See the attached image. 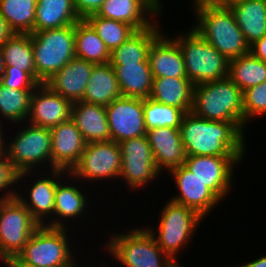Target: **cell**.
I'll return each mask as SVG.
<instances>
[{"instance_id": "obj_1", "label": "cell", "mask_w": 266, "mask_h": 267, "mask_svg": "<svg viewBox=\"0 0 266 267\" xmlns=\"http://www.w3.org/2000/svg\"><path fill=\"white\" fill-rule=\"evenodd\" d=\"M244 127L237 122H222L186 113L180 124V135L187 156H237L245 152Z\"/></svg>"}, {"instance_id": "obj_2", "label": "cell", "mask_w": 266, "mask_h": 267, "mask_svg": "<svg viewBox=\"0 0 266 267\" xmlns=\"http://www.w3.org/2000/svg\"><path fill=\"white\" fill-rule=\"evenodd\" d=\"M243 91L226 78L194 85L191 112L197 117L244 126Z\"/></svg>"}, {"instance_id": "obj_3", "label": "cell", "mask_w": 266, "mask_h": 267, "mask_svg": "<svg viewBox=\"0 0 266 267\" xmlns=\"http://www.w3.org/2000/svg\"><path fill=\"white\" fill-rule=\"evenodd\" d=\"M67 230L59 219L39 226L24 248L7 265L9 267L58 266L73 260ZM72 256V257H71Z\"/></svg>"}, {"instance_id": "obj_4", "label": "cell", "mask_w": 266, "mask_h": 267, "mask_svg": "<svg viewBox=\"0 0 266 267\" xmlns=\"http://www.w3.org/2000/svg\"><path fill=\"white\" fill-rule=\"evenodd\" d=\"M195 11L199 21L193 29L228 61L249 53V44L228 6H204Z\"/></svg>"}, {"instance_id": "obj_5", "label": "cell", "mask_w": 266, "mask_h": 267, "mask_svg": "<svg viewBox=\"0 0 266 267\" xmlns=\"http://www.w3.org/2000/svg\"><path fill=\"white\" fill-rule=\"evenodd\" d=\"M36 82L46 83L75 55V24L31 33Z\"/></svg>"}, {"instance_id": "obj_6", "label": "cell", "mask_w": 266, "mask_h": 267, "mask_svg": "<svg viewBox=\"0 0 266 267\" xmlns=\"http://www.w3.org/2000/svg\"><path fill=\"white\" fill-rule=\"evenodd\" d=\"M183 35L174 40L183 53L187 78L194 85L228 76L229 61L219 51L193 28Z\"/></svg>"}, {"instance_id": "obj_7", "label": "cell", "mask_w": 266, "mask_h": 267, "mask_svg": "<svg viewBox=\"0 0 266 267\" xmlns=\"http://www.w3.org/2000/svg\"><path fill=\"white\" fill-rule=\"evenodd\" d=\"M14 191L0 197V259L8 265L40 226Z\"/></svg>"}, {"instance_id": "obj_8", "label": "cell", "mask_w": 266, "mask_h": 267, "mask_svg": "<svg viewBox=\"0 0 266 267\" xmlns=\"http://www.w3.org/2000/svg\"><path fill=\"white\" fill-rule=\"evenodd\" d=\"M111 237L106 247L126 267H174L177 263L159 248L147 228Z\"/></svg>"}, {"instance_id": "obj_9", "label": "cell", "mask_w": 266, "mask_h": 267, "mask_svg": "<svg viewBox=\"0 0 266 267\" xmlns=\"http://www.w3.org/2000/svg\"><path fill=\"white\" fill-rule=\"evenodd\" d=\"M202 218L193 209L169 201L163 208L159 219L158 236L154 234V229H147L153 234L159 248L176 262L175 255L182 246L189 243L190 237Z\"/></svg>"}, {"instance_id": "obj_10", "label": "cell", "mask_w": 266, "mask_h": 267, "mask_svg": "<svg viewBox=\"0 0 266 267\" xmlns=\"http://www.w3.org/2000/svg\"><path fill=\"white\" fill-rule=\"evenodd\" d=\"M9 144L5 146V152L18 173L17 181L29 174L36 164L38 166L47 160L51 164V133L48 128L34 125L24 127Z\"/></svg>"}, {"instance_id": "obj_11", "label": "cell", "mask_w": 266, "mask_h": 267, "mask_svg": "<svg viewBox=\"0 0 266 267\" xmlns=\"http://www.w3.org/2000/svg\"><path fill=\"white\" fill-rule=\"evenodd\" d=\"M121 150L115 141L86 143L79 161L69 171L73 177L91 180L113 178L120 175Z\"/></svg>"}, {"instance_id": "obj_12", "label": "cell", "mask_w": 266, "mask_h": 267, "mask_svg": "<svg viewBox=\"0 0 266 267\" xmlns=\"http://www.w3.org/2000/svg\"><path fill=\"white\" fill-rule=\"evenodd\" d=\"M119 146L122 159L119 177H123L132 189L148 185L160 174L146 136L124 140Z\"/></svg>"}, {"instance_id": "obj_13", "label": "cell", "mask_w": 266, "mask_h": 267, "mask_svg": "<svg viewBox=\"0 0 266 267\" xmlns=\"http://www.w3.org/2000/svg\"><path fill=\"white\" fill-rule=\"evenodd\" d=\"M105 109L112 141L120 143L146 136L142 98L120 97Z\"/></svg>"}, {"instance_id": "obj_14", "label": "cell", "mask_w": 266, "mask_h": 267, "mask_svg": "<svg viewBox=\"0 0 266 267\" xmlns=\"http://www.w3.org/2000/svg\"><path fill=\"white\" fill-rule=\"evenodd\" d=\"M50 133L51 176L59 179L60 175L69 172L79 161L86 142L71 119L51 128Z\"/></svg>"}, {"instance_id": "obj_15", "label": "cell", "mask_w": 266, "mask_h": 267, "mask_svg": "<svg viewBox=\"0 0 266 267\" xmlns=\"http://www.w3.org/2000/svg\"><path fill=\"white\" fill-rule=\"evenodd\" d=\"M241 162L237 156H187L184 166L200 179L220 200L231 188L234 164Z\"/></svg>"}, {"instance_id": "obj_16", "label": "cell", "mask_w": 266, "mask_h": 267, "mask_svg": "<svg viewBox=\"0 0 266 267\" xmlns=\"http://www.w3.org/2000/svg\"><path fill=\"white\" fill-rule=\"evenodd\" d=\"M34 91L28 115L31 117H29L31 125L51 129L71 119L73 104L71 101L54 92L45 83L39 84Z\"/></svg>"}, {"instance_id": "obj_17", "label": "cell", "mask_w": 266, "mask_h": 267, "mask_svg": "<svg viewBox=\"0 0 266 267\" xmlns=\"http://www.w3.org/2000/svg\"><path fill=\"white\" fill-rule=\"evenodd\" d=\"M179 188L180 195L170 201L206 216L221 200L184 165L170 171ZM216 204V205H215ZM208 212V213H207Z\"/></svg>"}, {"instance_id": "obj_18", "label": "cell", "mask_w": 266, "mask_h": 267, "mask_svg": "<svg viewBox=\"0 0 266 267\" xmlns=\"http://www.w3.org/2000/svg\"><path fill=\"white\" fill-rule=\"evenodd\" d=\"M160 4L159 0H105L95 15L142 30L154 24L147 17L160 12L162 9Z\"/></svg>"}, {"instance_id": "obj_19", "label": "cell", "mask_w": 266, "mask_h": 267, "mask_svg": "<svg viewBox=\"0 0 266 267\" xmlns=\"http://www.w3.org/2000/svg\"><path fill=\"white\" fill-rule=\"evenodd\" d=\"M146 137L154 156L157 170L169 171L184 165L187 157L179 128L156 127L147 130Z\"/></svg>"}, {"instance_id": "obj_20", "label": "cell", "mask_w": 266, "mask_h": 267, "mask_svg": "<svg viewBox=\"0 0 266 267\" xmlns=\"http://www.w3.org/2000/svg\"><path fill=\"white\" fill-rule=\"evenodd\" d=\"M94 63L73 58L45 84L72 103L82 101Z\"/></svg>"}, {"instance_id": "obj_21", "label": "cell", "mask_w": 266, "mask_h": 267, "mask_svg": "<svg viewBox=\"0 0 266 267\" xmlns=\"http://www.w3.org/2000/svg\"><path fill=\"white\" fill-rule=\"evenodd\" d=\"M148 60L153 78H187L183 53L174 38L161 33L150 46Z\"/></svg>"}, {"instance_id": "obj_22", "label": "cell", "mask_w": 266, "mask_h": 267, "mask_svg": "<svg viewBox=\"0 0 266 267\" xmlns=\"http://www.w3.org/2000/svg\"><path fill=\"white\" fill-rule=\"evenodd\" d=\"M71 120L86 143L110 141L105 106L77 101L72 104Z\"/></svg>"}, {"instance_id": "obj_23", "label": "cell", "mask_w": 266, "mask_h": 267, "mask_svg": "<svg viewBox=\"0 0 266 267\" xmlns=\"http://www.w3.org/2000/svg\"><path fill=\"white\" fill-rule=\"evenodd\" d=\"M227 6L249 45L266 34V0H237Z\"/></svg>"}, {"instance_id": "obj_24", "label": "cell", "mask_w": 266, "mask_h": 267, "mask_svg": "<svg viewBox=\"0 0 266 267\" xmlns=\"http://www.w3.org/2000/svg\"><path fill=\"white\" fill-rule=\"evenodd\" d=\"M194 84L188 78H153L150 98L189 113L193 106Z\"/></svg>"}, {"instance_id": "obj_25", "label": "cell", "mask_w": 266, "mask_h": 267, "mask_svg": "<svg viewBox=\"0 0 266 267\" xmlns=\"http://www.w3.org/2000/svg\"><path fill=\"white\" fill-rule=\"evenodd\" d=\"M120 97L122 95L112 65L109 62L94 64L82 101L108 106L112 101Z\"/></svg>"}, {"instance_id": "obj_26", "label": "cell", "mask_w": 266, "mask_h": 267, "mask_svg": "<svg viewBox=\"0 0 266 267\" xmlns=\"http://www.w3.org/2000/svg\"><path fill=\"white\" fill-rule=\"evenodd\" d=\"M153 24L147 29L137 30L131 37L110 53L111 65L149 63L148 52L153 41L161 34Z\"/></svg>"}, {"instance_id": "obj_27", "label": "cell", "mask_w": 266, "mask_h": 267, "mask_svg": "<svg viewBox=\"0 0 266 267\" xmlns=\"http://www.w3.org/2000/svg\"><path fill=\"white\" fill-rule=\"evenodd\" d=\"M79 20L72 0H37L34 32L74 25Z\"/></svg>"}, {"instance_id": "obj_28", "label": "cell", "mask_w": 266, "mask_h": 267, "mask_svg": "<svg viewBox=\"0 0 266 267\" xmlns=\"http://www.w3.org/2000/svg\"><path fill=\"white\" fill-rule=\"evenodd\" d=\"M115 70L122 97H150L153 76L150 63L112 65Z\"/></svg>"}, {"instance_id": "obj_29", "label": "cell", "mask_w": 266, "mask_h": 267, "mask_svg": "<svg viewBox=\"0 0 266 267\" xmlns=\"http://www.w3.org/2000/svg\"><path fill=\"white\" fill-rule=\"evenodd\" d=\"M75 55L94 64L110 61V52L105 43L85 19L75 24Z\"/></svg>"}, {"instance_id": "obj_30", "label": "cell", "mask_w": 266, "mask_h": 267, "mask_svg": "<svg viewBox=\"0 0 266 267\" xmlns=\"http://www.w3.org/2000/svg\"><path fill=\"white\" fill-rule=\"evenodd\" d=\"M5 69L27 72L36 81L31 34H14L0 46Z\"/></svg>"}, {"instance_id": "obj_31", "label": "cell", "mask_w": 266, "mask_h": 267, "mask_svg": "<svg viewBox=\"0 0 266 267\" xmlns=\"http://www.w3.org/2000/svg\"><path fill=\"white\" fill-rule=\"evenodd\" d=\"M57 183L56 178L53 177L38 179V181L31 186L32 188L29 193V202L22 199L21 195H16L23 205L29 210L32 218L40 226L45 224V221L43 220L44 217L49 214L52 216L54 212Z\"/></svg>"}, {"instance_id": "obj_32", "label": "cell", "mask_w": 266, "mask_h": 267, "mask_svg": "<svg viewBox=\"0 0 266 267\" xmlns=\"http://www.w3.org/2000/svg\"><path fill=\"white\" fill-rule=\"evenodd\" d=\"M228 77L242 91L266 82V62L250 52L229 60Z\"/></svg>"}, {"instance_id": "obj_33", "label": "cell", "mask_w": 266, "mask_h": 267, "mask_svg": "<svg viewBox=\"0 0 266 267\" xmlns=\"http://www.w3.org/2000/svg\"><path fill=\"white\" fill-rule=\"evenodd\" d=\"M37 0H0V14L16 34L34 33Z\"/></svg>"}, {"instance_id": "obj_34", "label": "cell", "mask_w": 266, "mask_h": 267, "mask_svg": "<svg viewBox=\"0 0 266 267\" xmlns=\"http://www.w3.org/2000/svg\"><path fill=\"white\" fill-rule=\"evenodd\" d=\"M85 20L93 27L111 53L137 30L129 24L91 14Z\"/></svg>"}, {"instance_id": "obj_35", "label": "cell", "mask_w": 266, "mask_h": 267, "mask_svg": "<svg viewBox=\"0 0 266 267\" xmlns=\"http://www.w3.org/2000/svg\"><path fill=\"white\" fill-rule=\"evenodd\" d=\"M33 91L12 89L0 83V113L15 123L28 120Z\"/></svg>"}, {"instance_id": "obj_36", "label": "cell", "mask_w": 266, "mask_h": 267, "mask_svg": "<svg viewBox=\"0 0 266 267\" xmlns=\"http://www.w3.org/2000/svg\"><path fill=\"white\" fill-rule=\"evenodd\" d=\"M143 114L146 130L156 127L180 128L186 114L182 109L161 104L150 97L143 99Z\"/></svg>"}, {"instance_id": "obj_37", "label": "cell", "mask_w": 266, "mask_h": 267, "mask_svg": "<svg viewBox=\"0 0 266 267\" xmlns=\"http://www.w3.org/2000/svg\"><path fill=\"white\" fill-rule=\"evenodd\" d=\"M57 183L55 192L54 212L61 218H75L81 215L86 206V197L75 186ZM82 212V213H81Z\"/></svg>"}, {"instance_id": "obj_38", "label": "cell", "mask_w": 266, "mask_h": 267, "mask_svg": "<svg viewBox=\"0 0 266 267\" xmlns=\"http://www.w3.org/2000/svg\"><path fill=\"white\" fill-rule=\"evenodd\" d=\"M244 126L251 117L266 113V82L243 91Z\"/></svg>"}, {"instance_id": "obj_39", "label": "cell", "mask_w": 266, "mask_h": 267, "mask_svg": "<svg viewBox=\"0 0 266 267\" xmlns=\"http://www.w3.org/2000/svg\"><path fill=\"white\" fill-rule=\"evenodd\" d=\"M0 83L19 90H35L39 85L27 72L17 69H5Z\"/></svg>"}, {"instance_id": "obj_40", "label": "cell", "mask_w": 266, "mask_h": 267, "mask_svg": "<svg viewBox=\"0 0 266 267\" xmlns=\"http://www.w3.org/2000/svg\"><path fill=\"white\" fill-rule=\"evenodd\" d=\"M18 173L12 167L11 162L5 151L0 153V190H8V186H12L17 183Z\"/></svg>"}, {"instance_id": "obj_41", "label": "cell", "mask_w": 266, "mask_h": 267, "mask_svg": "<svg viewBox=\"0 0 266 267\" xmlns=\"http://www.w3.org/2000/svg\"><path fill=\"white\" fill-rule=\"evenodd\" d=\"M72 1L79 17L81 19H85L87 16L95 14L105 0H72Z\"/></svg>"}, {"instance_id": "obj_42", "label": "cell", "mask_w": 266, "mask_h": 267, "mask_svg": "<svg viewBox=\"0 0 266 267\" xmlns=\"http://www.w3.org/2000/svg\"><path fill=\"white\" fill-rule=\"evenodd\" d=\"M249 52L256 58L266 62V34L249 45Z\"/></svg>"}, {"instance_id": "obj_43", "label": "cell", "mask_w": 266, "mask_h": 267, "mask_svg": "<svg viewBox=\"0 0 266 267\" xmlns=\"http://www.w3.org/2000/svg\"><path fill=\"white\" fill-rule=\"evenodd\" d=\"M15 32L10 28L7 21L0 14V46L10 39Z\"/></svg>"}, {"instance_id": "obj_44", "label": "cell", "mask_w": 266, "mask_h": 267, "mask_svg": "<svg viewBox=\"0 0 266 267\" xmlns=\"http://www.w3.org/2000/svg\"><path fill=\"white\" fill-rule=\"evenodd\" d=\"M229 0H195L196 9L204 6H227Z\"/></svg>"}, {"instance_id": "obj_45", "label": "cell", "mask_w": 266, "mask_h": 267, "mask_svg": "<svg viewBox=\"0 0 266 267\" xmlns=\"http://www.w3.org/2000/svg\"><path fill=\"white\" fill-rule=\"evenodd\" d=\"M238 267H266V256L259 257L250 263L248 262L247 264Z\"/></svg>"}, {"instance_id": "obj_46", "label": "cell", "mask_w": 266, "mask_h": 267, "mask_svg": "<svg viewBox=\"0 0 266 267\" xmlns=\"http://www.w3.org/2000/svg\"><path fill=\"white\" fill-rule=\"evenodd\" d=\"M4 74H5V63H4L3 54L0 48V79L3 77Z\"/></svg>"}, {"instance_id": "obj_47", "label": "cell", "mask_w": 266, "mask_h": 267, "mask_svg": "<svg viewBox=\"0 0 266 267\" xmlns=\"http://www.w3.org/2000/svg\"><path fill=\"white\" fill-rule=\"evenodd\" d=\"M0 123H1V121H0ZM1 129H2V127H1V124H0V153H2L3 151H5L4 139H3L4 137H2L3 134H2V130Z\"/></svg>"}, {"instance_id": "obj_48", "label": "cell", "mask_w": 266, "mask_h": 267, "mask_svg": "<svg viewBox=\"0 0 266 267\" xmlns=\"http://www.w3.org/2000/svg\"><path fill=\"white\" fill-rule=\"evenodd\" d=\"M38 267H43V266H38ZM48 267H77V264L74 263L72 260L69 264L58 265V266H48Z\"/></svg>"}, {"instance_id": "obj_49", "label": "cell", "mask_w": 266, "mask_h": 267, "mask_svg": "<svg viewBox=\"0 0 266 267\" xmlns=\"http://www.w3.org/2000/svg\"><path fill=\"white\" fill-rule=\"evenodd\" d=\"M235 1H237V0H229V3H231V2H235Z\"/></svg>"}, {"instance_id": "obj_50", "label": "cell", "mask_w": 266, "mask_h": 267, "mask_svg": "<svg viewBox=\"0 0 266 267\" xmlns=\"http://www.w3.org/2000/svg\"><path fill=\"white\" fill-rule=\"evenodd\" d=\"M174 267H182V266H180V265H178V264H175V266Z\"/></svg>"}]
</instances>
